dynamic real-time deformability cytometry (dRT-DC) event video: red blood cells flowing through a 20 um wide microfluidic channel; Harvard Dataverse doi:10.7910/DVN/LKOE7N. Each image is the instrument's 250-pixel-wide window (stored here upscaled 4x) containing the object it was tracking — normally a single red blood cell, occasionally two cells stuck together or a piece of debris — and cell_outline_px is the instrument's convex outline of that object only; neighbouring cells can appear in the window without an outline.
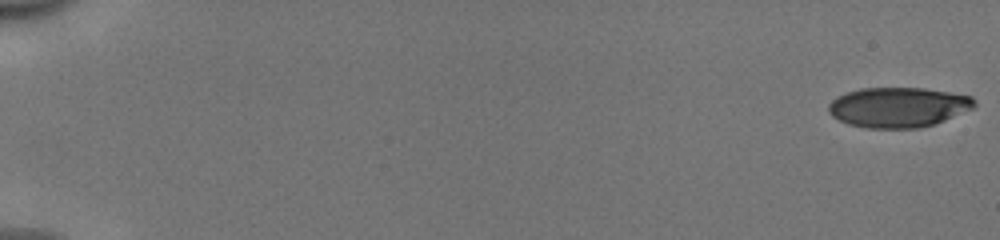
{"species": "human", "species_latin": "Homo sapiens", "temperature_condition": "cold", "stored_images_in_passage": 53, "camera_frame_rate_fps": 3000, "um_per_image_px": 0.085, "donor": {"sex": "male"}, "frame": {"image": 1, "passage_image": 1, "time_ms": 0.0, "image_size_px": [1000, 240], "cell_outline_px": [[976, 104], [972, 108], [936, 124], [920, 128], [868, 128], [848, 124], [832, 116], [828, 112], [828, 104], [836, 96], [860, 88], [924, 88], [972, 96], [976, 100]], "centroid_in_image_um": [76.34, 9.11], "position_along_channel_um": 8.7, "area_um2": 34.1}}
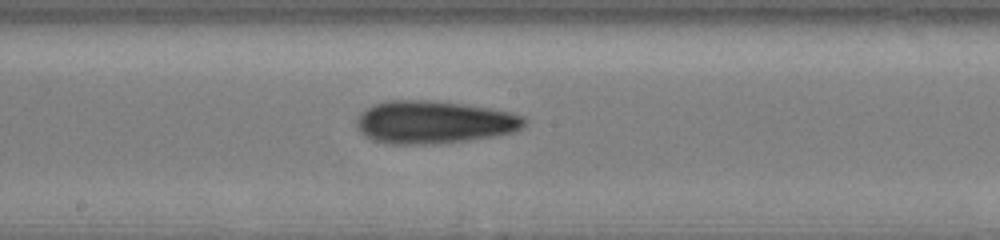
{"frame": {"image": 2, "passage_image": 31, "time_ms": 10.0, "image_size_px": [1000, 240], "cell_outline_px": [[528, 120], [520, 128], [512, 132], [492, 136], [468, 140], [432, 144], [392, 144], [372, 140], [364, 136], [356, 128], [356, 120], [360, 112], [372, 104], [388, 100], [428, 100], [464, 104], [492, 108], [512, 112], [524, 116]], "centroid_in_image_um": [36.85, 10.37], "position_along_channel_um": 211.4, "area_um2": 42.08}}
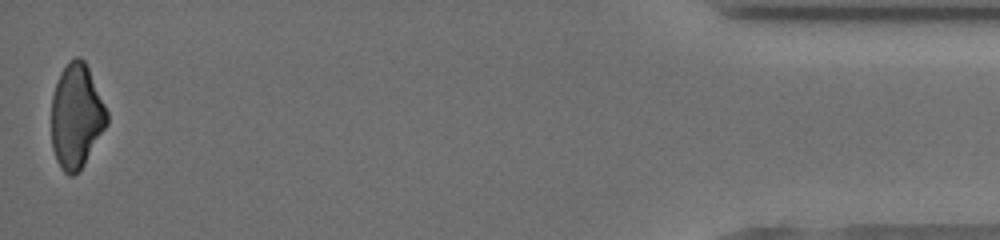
{"frame": {"image": 3, "passage_image": 53, "time_ms": 17.333, "image_size_px": [1000, 240], "cell_outline_px": [[108, 124], [84, 164], [72, 176], [68, 176], [60, 168], [56, 160], [52, 148], [52, 96], [60, 72], [68, 60], [76, 56], [80, 56], [84, 60], [88, 68], [108, 112]], "centroid_in_image_um": [6.49, 9.87], "position_along_channel_um": 428.7, "area_um2": 33.76}, "authors_computed_cell_mechanics": {"area_um2": 37.8012, "velocity_mm_per_s": 3.9981, "shape_relaxation_time_tau1_ms": 5.4228, "shape_relaxation_time_tau2_ms": 5.6553, "deformation_change_tau1": 0.1555, "deformation_change_tau2": 0.1587}}